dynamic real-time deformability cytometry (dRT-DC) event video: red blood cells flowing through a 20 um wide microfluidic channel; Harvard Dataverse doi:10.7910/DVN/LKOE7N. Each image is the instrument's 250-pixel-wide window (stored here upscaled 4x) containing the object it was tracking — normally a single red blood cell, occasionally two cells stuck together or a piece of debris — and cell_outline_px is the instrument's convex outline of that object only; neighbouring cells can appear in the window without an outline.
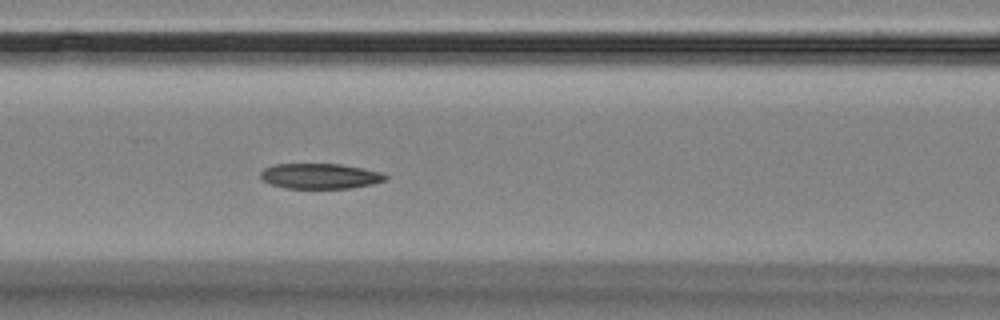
{"species": "Egyptian fruit bat (a non-hibernating species)", "species_latin": "Rousettus aegyptiacus", "temperature_condition": "room temperature", "stored_images_in_passage": 8, "camera_frame_rate_fps": 3000, "um_per_image_px": 0.085, "animal": {"sex": "female"}, "frame": {"image": 1, "passage_image": 8, "time_ms": 8.0, "image_size_px": [1000, 320], "cell_outline_px": [[388, 180], [372, 184], [348, 188], [284, 188], [260, 180], [260, 172], [264, 168], [276, 164], [340, 164], [380, 172], [388, 176]], "centroid_in_image_um": [27.18, 14.97], "position_along_channel_um": 139.4, "area_um2": 18.38}}